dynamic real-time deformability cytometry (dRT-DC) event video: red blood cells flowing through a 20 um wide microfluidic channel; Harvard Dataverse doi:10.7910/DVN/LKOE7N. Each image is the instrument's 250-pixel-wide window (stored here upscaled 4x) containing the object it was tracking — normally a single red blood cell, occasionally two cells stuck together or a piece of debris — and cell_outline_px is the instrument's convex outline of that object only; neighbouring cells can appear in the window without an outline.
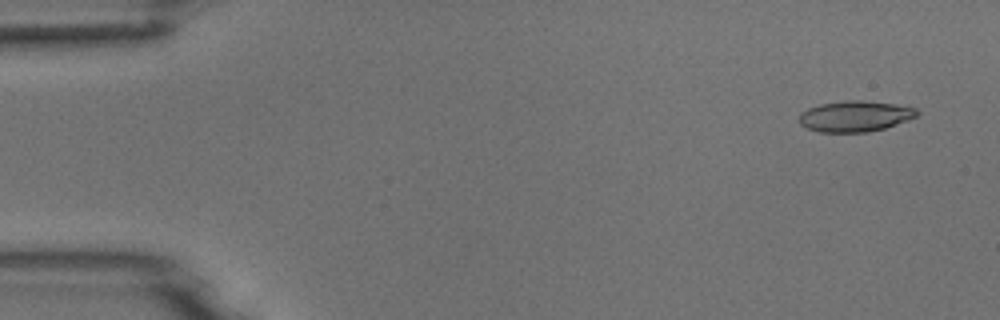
{"species": "common noctule bat (a hibernating species)", "species_latin": "Nyctalus noctula", "temperature_condition": "room temperature", "stored_images_in_passage": 5, "camera_frame_rate_fps": 3000, "um_per_image_px": 0.085, "animal": {"sex": "male", "body_mass_g": 18.8}, "frame": {"image": 1, "passage_image": 1, "time_ms": 0.0, "image_size_px": [1000, 320], "cell_outline_px": [[920, 112], [916, 116], [884, 128], [868, 132], [820, 132], [808, 128], [800, 124], [800, 112], [808, 108], [820, 104], [848, 100], [864, 100], [896, 104], [916, 108]], "centroid_in_image_um": [72.67, 9.87], "position_along_channel_um": 12.3, "area_um2": 21.04}}
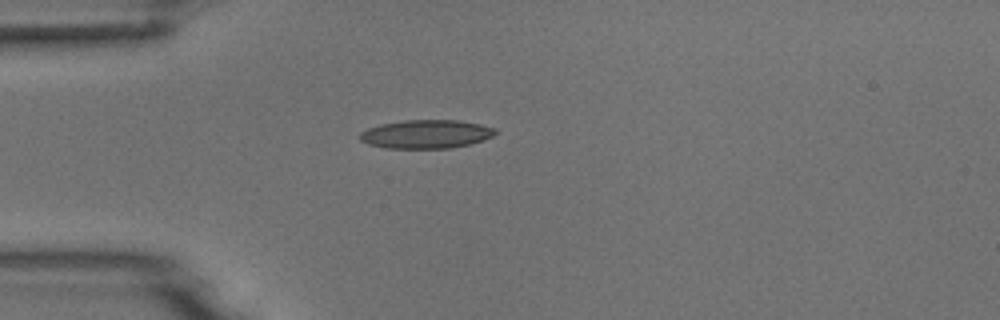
{"frame": {"image": 2, "passage_image": 4, "time_ms": 3.667, "image_size_px": [1000, 320], "cell_outline_px": [[496, 132], [492, 136], [484, 140], [452, 148], [388, 148], [368, 144], [360, 140], [360, 132], [368, 128], [380, 124], [404, 120], [460, 120], [480, 124], [496, 128]], "centroid_in_image_um": [36.22, 11.39], "position_along_channel_um": 48.8, "area_um2": 22.54}}